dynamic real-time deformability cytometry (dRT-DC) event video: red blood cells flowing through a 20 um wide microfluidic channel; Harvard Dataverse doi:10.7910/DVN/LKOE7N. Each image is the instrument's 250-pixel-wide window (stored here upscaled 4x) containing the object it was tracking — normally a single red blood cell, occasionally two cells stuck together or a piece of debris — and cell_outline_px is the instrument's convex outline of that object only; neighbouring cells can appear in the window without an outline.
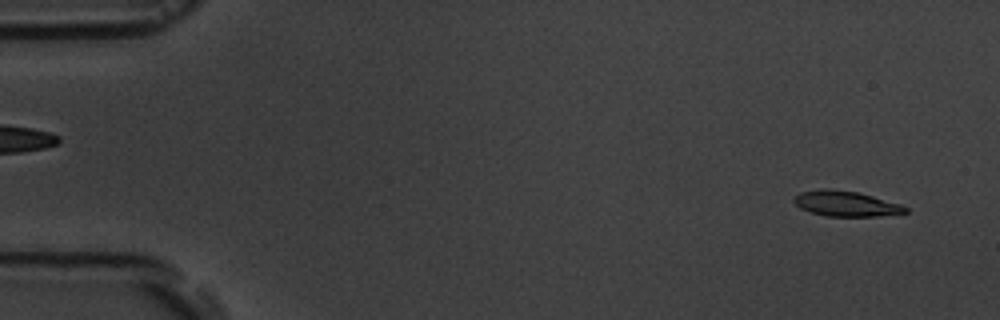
{"species": "common noctule bat (a hibernating species)", "species_latin": "Nyctalus noctula", "temperature_condition": "room temperature", "stored_images_in_passage": 4, "camera_frame_rate_fps": 3000, "um_per_image_px": 0.085, "animal": {"sex": "male", "body_mass_g": 19.5, "forearm_length_mm": 54.6}, "frame": {"image": 1, "passage_image": 1, "time_ms": 0.0, "image_size_px": [1000, 320], "cell_outline_px": [[908, 212], [876, 216], [828, 216], [812, 212], [800, 208], [792, 200], [800, 192], [820, 188], [828, 188], [860, 192], [900, 204], [908, 208]], "centroid_in_image_um": [71.89, 17.29], "position_along_channel_um": 13.1, "area_um2": 16.42}}
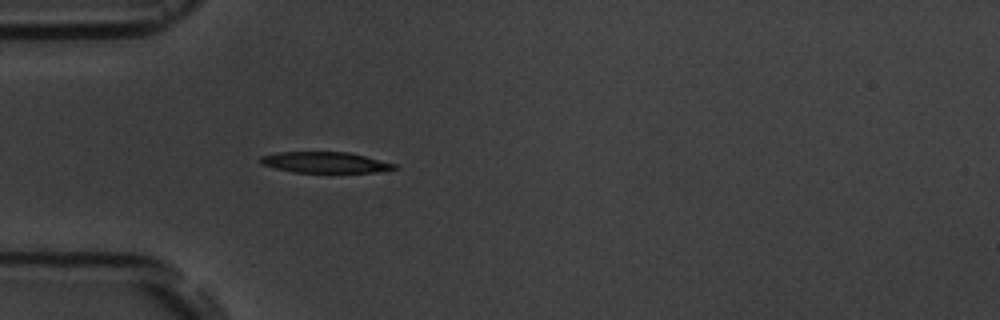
{"frame": {"image": 2, "passage_image": 4, "time_ms": 4.333, "image_size_px": [1000, 320], "cell_outline_px": [[396, 168], [376, 172], [292, 172], [260, 164], [260, 156], [276, 152], [348, 152], [396, 164]], "centroid_in_image_um": [27.57, 13.8], "position_along_channel_um": 57.4, "area_um2": 16.13}}